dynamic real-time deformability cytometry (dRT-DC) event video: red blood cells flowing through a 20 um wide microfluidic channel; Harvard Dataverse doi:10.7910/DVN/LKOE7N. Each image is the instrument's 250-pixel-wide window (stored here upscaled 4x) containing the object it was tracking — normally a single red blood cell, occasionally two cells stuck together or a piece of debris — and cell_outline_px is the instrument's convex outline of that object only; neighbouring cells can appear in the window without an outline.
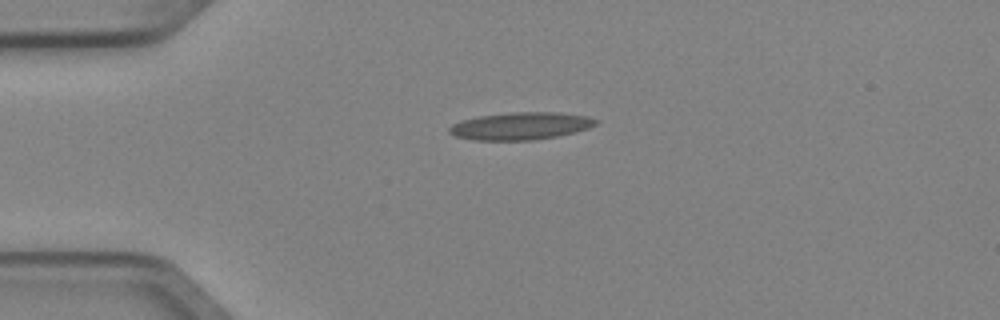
{"species": "Egyptian fruit bat (a non-hibernating species)", "species_latin": "Rousettus aegyptiacus", "temperature_condition": "cold", "stored_images_in_passage": 4, "camera_frame_rate_fps": 3000, "um_per_image_px": 0.085, "animal": {"sex": "female"}, "frame": {"image": 1, "passage_image": 4, "time_ms": 1.0, "image_size_px": [1000, 320], "cell_outline_px": [[600, 120], [596, 124], [588, 128], [556, 136], [532, 140], [476, 140], [456, 136], [448, 132], [448, 128], [452, 124], [460, 120], [480, 116], [512, 112], [560, 112], [588, 116]], "centroid_in_image_um": [44.25, 10.7], "position_along_channel_um": 40.7, "area_um2": 23.35}}